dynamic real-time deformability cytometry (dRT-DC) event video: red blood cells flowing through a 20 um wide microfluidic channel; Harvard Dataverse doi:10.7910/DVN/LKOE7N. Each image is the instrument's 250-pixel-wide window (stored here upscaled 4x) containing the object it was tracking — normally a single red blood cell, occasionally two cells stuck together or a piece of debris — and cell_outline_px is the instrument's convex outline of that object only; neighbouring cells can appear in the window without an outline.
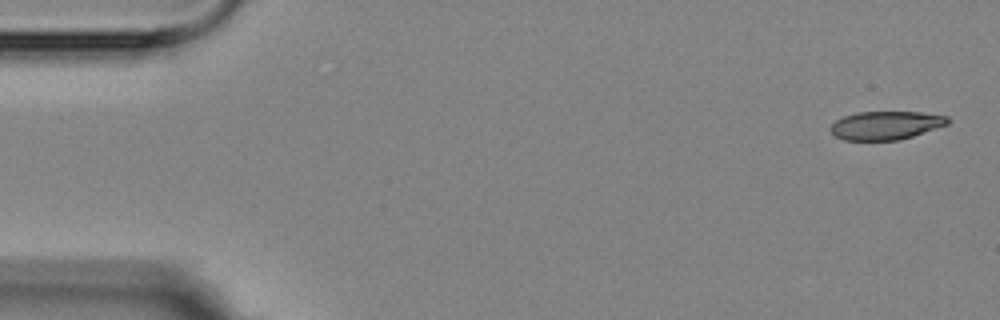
{"species": "Egyptian fruit bat (a non-hibernating species)", "species_latin": "Rousettus aegyptiacus", "temperature_condition": "room temperature", "stored_images_in_passage": 4, "camera_frame_rate_fps": 3000, "um_per_image_px": 0.085, "animal": {"sex": "female"}, "frame": {"image": 1, "passage_image": 1, "time_ms": 0.0, "image_size_px": [1000, 320], "cell_outline_px": [[948, 124], [900, 140], [844, 140], [836, 136], [828, 128], [836, 120], [844, 116], [856, 112], [920, 112], [948, 116]], "centroid_in_image_um": [75.27, 10.65], "position_along_channel_um": 9.7, "area_um2": 19.31}}
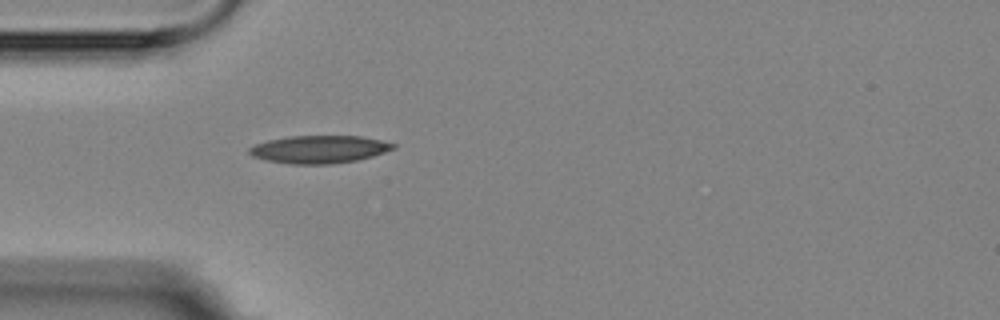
{"frame": {"image": 2, "passage_image": 4, "time_ms": 4.667, "image_size_px": [1000, 320], "cell_outline_px": [[396, 148], [372, 156], [356, 160], [332, 164], [292, 164], [268, 160], [252, 156], [248, 152], [248, 148], [256, 144], [268, 140], [288, 136], [360, 136], [380, 140], [396, 144]], "centroid_in_image_um": [27.13, 12.69], "position_along_channel_um": 57.9, "area_um2": 23.12}}